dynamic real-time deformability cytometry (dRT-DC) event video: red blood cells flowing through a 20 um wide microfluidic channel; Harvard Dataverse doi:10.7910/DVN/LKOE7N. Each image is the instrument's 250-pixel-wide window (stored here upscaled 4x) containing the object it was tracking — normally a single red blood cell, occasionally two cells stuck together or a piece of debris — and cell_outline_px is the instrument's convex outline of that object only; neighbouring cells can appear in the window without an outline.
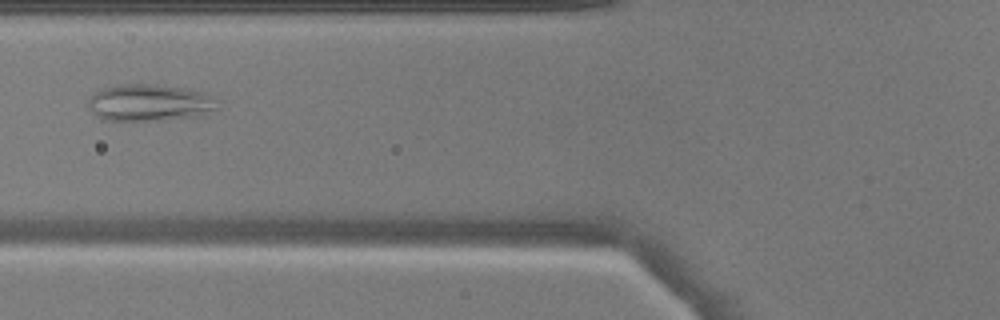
{"species": "common noctule bat (a hibernating species)", "species_latin": "Nyctalus noctula", "temperature_condition": "warm", "stored_images_in_passage": 37, "camera_frame_rate_fps": 3000, "um_per_image_px": 0.085, "animal": {"sex": "male", "body_mass_g": 17.9}, "frame": {"image": 1, "passage_image": 7, "time_ms": 2.0, "image_size_px": [1000, 320], "cell_outline_px": [[220, 108], [196, 116], [164, 120], [108, 120], [96, 116], [88, 108], [88, 100], [96, 92], [104, 88], [120, 84], [156, 84], [184, 88], [200, 92], [212, 96], [220, 100]], "centroid_in_image_um": [12.75, 8.73], "position_along_channel_um": 113.1, "area_um2": 27.8}}
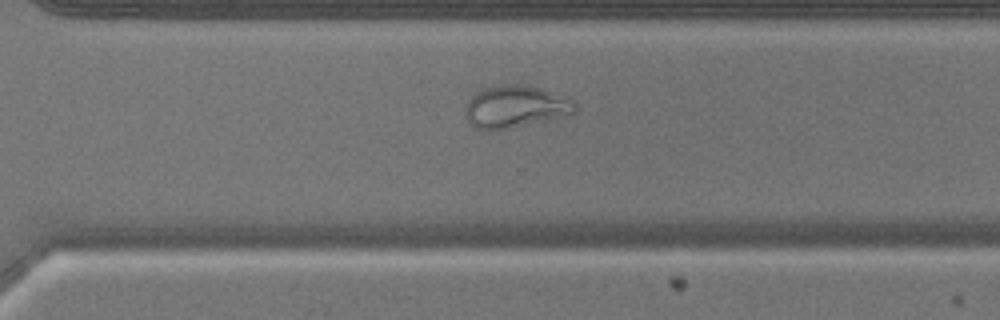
{"frame": {"image": 2, "passage_image": 23, "time_ms": 7.333, "image_size_px": [1000, 320], "cell_outline_px": [[576, 112], [572, 116], [492, 132], [484, 132], [476, 128], [468, 120], [464, 112], [464, 108], [468, 100], [476, 92], [492, 84], [516, 84], [540, 88], [572, 100], [576, 104]], "centroid_in_image_um": [43.79, 9.1], "position_along_channel_um": 326.8, "area_um2": 27.74}}
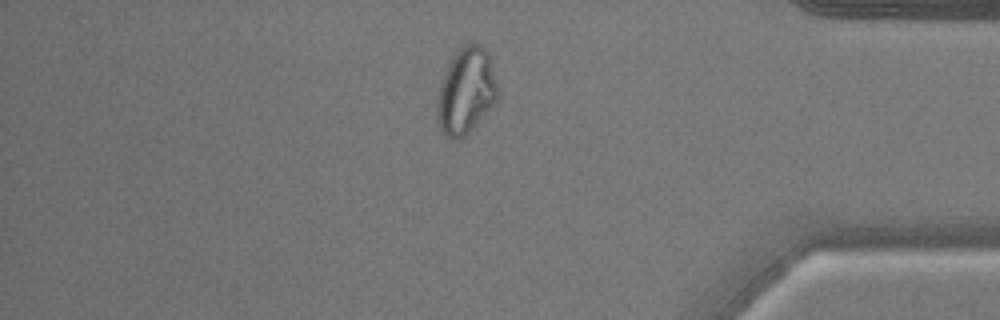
{"frame": {"image": 3, "passage_image": 30, "time_ms": 9.667, "image_size_px": [1000, 320], "cell_outline_px": [[496, 100], [468, 132], [464, 136], [456, 140], [448, 136], [444, 132], [440, 124], [436, 108], [436, 100], [440, 80], [448, 64], [456, 52], [464, 44], [472, 40], [480, 44], [488, 52], [496, 80]], "centroid_in_image_um": [39.58, 7.66], "position_along_channel_um": 395.6, "area_um2": 29.88}}